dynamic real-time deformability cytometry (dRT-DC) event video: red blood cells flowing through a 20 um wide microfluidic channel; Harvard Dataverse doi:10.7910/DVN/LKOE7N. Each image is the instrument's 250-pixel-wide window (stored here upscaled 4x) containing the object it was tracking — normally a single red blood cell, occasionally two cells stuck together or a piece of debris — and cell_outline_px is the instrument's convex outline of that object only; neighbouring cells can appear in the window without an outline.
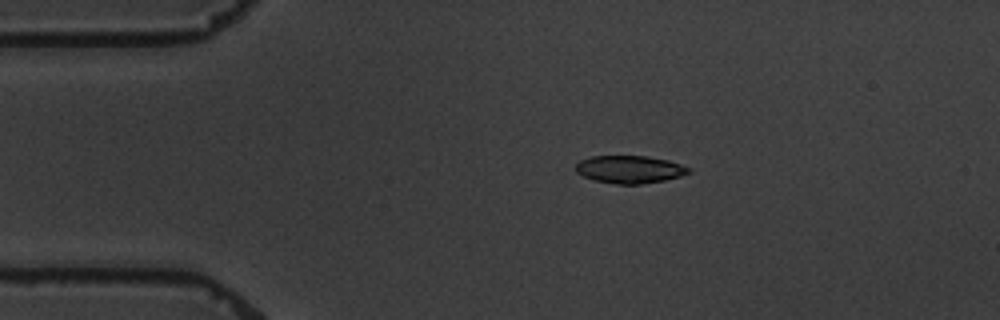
{"species": "common noctule bat (a hibernating species)", "species_latin": "Nyctalus noctula", "temperature_condition": "warm", "stored_images_in_passage": 6, "camera_frame_rate_fps": 3000, "um_per_image_px": 0.085, "animal": {"sex": "male", "body_mass_g": 19.5, "forearm_length_mm": 54.6}, "frame": {"image": 1, "passage_image": 2, "time_ms": 1.333, "image_size_px": [1000, 320], "cell_outline_px": [[692, 172], [680, 176], [664, 180], [640, 184], [616, 184], [596, 180], [584, 176], [576, 172], [576, 164], [580, 160], [592, 156], [644, 156], [668, 160], [692, 168]], "centroid_in_image_um": [53.54, 14.39], "position_along_channel_um": 31.5, "area_um2": 18.09}}
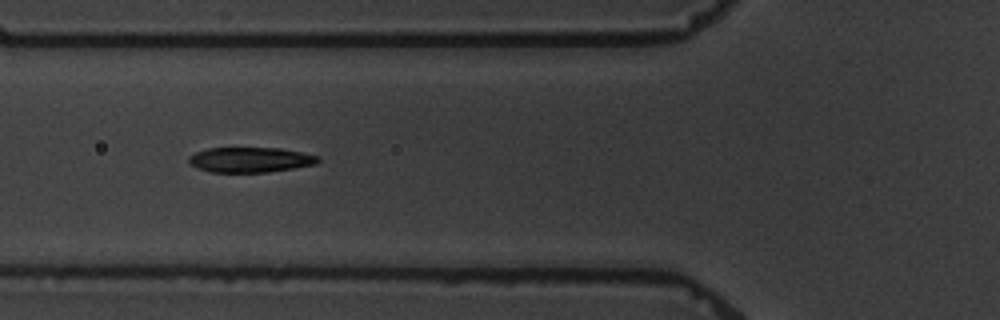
{"frame": {"image": 2, "passage_image": 5, "time_ms": 4.667, "image_size_px": [1000, 320], "cell_outline_px": [[320, 160], [316, 164], [268, 172], [212, 172], [200, 168], [192, 164], [188, 160], [188, 156], [196, 152], [208, 148], [280, 148], [320, 156]], "centroid_in_image_um": [21.3, 13.57], "position_along_channel_um": 104.5, "area_um2": 18.73}}
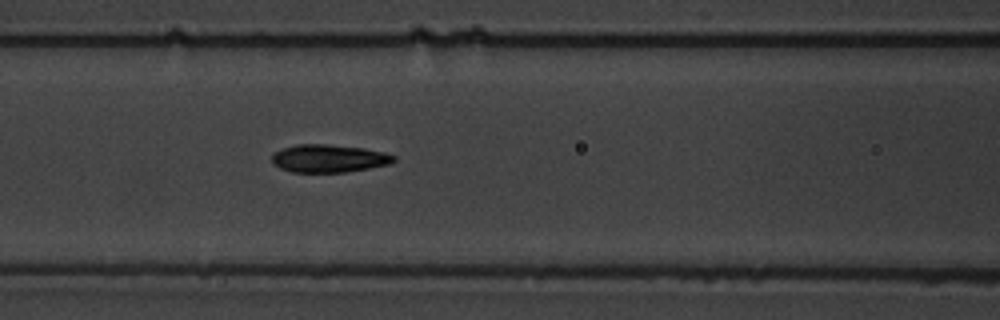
{"frame": {"image": 3, "passage_image": 6, "time_ms": 5.667, "image_size_px": [1000, 320], "cell_outline_px": [[396, 160], [388, 164], [368, 168], [344, 172], [292, 172], [280, 168], [272, 164], [272, 152], [280, 148], [296, 144], [328, 144], [364, 148], [384, 152], [396, 156]], "centroid_in_image_um": [27.9, 13.45], "position_along_channel_um": 138.7, "area_um2": 19.94}}